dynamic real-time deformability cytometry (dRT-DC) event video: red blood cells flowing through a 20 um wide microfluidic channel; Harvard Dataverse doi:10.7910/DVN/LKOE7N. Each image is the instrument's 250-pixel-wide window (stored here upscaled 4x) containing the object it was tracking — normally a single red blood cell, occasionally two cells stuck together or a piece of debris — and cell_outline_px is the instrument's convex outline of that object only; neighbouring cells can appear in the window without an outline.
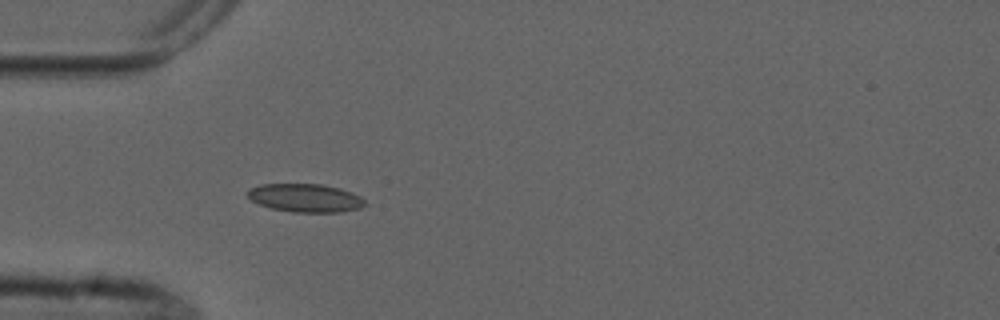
{"species": "common noctule bat (a hibernating species)", "species_latin": "Nyctalus noctula", "temperature_condition": "cold", "stored_images_in_passage": 3, "camera_frame_rate_fps": 3000, "um_per_image_px": 0.085, "animal": {"sex": "male", "forearm_length_mm": 52.5}, "frame": {"image": 1, "passage_image": 3, "time_ms": 2.333, "image_size_px": [1000, 320], "cell_outline_px": [[368, 204], [360, 208], [340, 212], [292, 212], [272, 208], [260, 204], [252, 200], [248, 196], [248, 192], [252, 188], [260, 184], [320, 184], [340, 188], [352, 192], [360, 196]], "centroid_in_image_um": [26.01, 16.82], "position_along_channel_um": 59.0, "area_um2": 19.25}}